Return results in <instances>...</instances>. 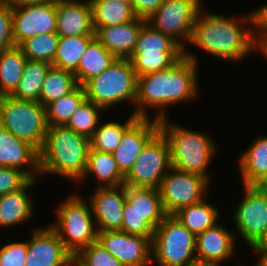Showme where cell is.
I'll list each match as a JSON object with an SVG mask.
<instances>
[{
	"instance_id": "obj_1",
	"label": "cell",
	"mask_w": 267,
	"mask_h": 266,
	"mask_svg": "<svg viewBox=\"0 0 267 266\" xmlns=\"http://www.w3.org/2000/svg\"><path fill=\"white\" fill-rule=\"evenodd\" d=\"M197 59L184 49V56L165 70L147 73L137 77V95L135 104L138 117H148V108H157L158 120L166 118V106L189 101L198 95Z\"/></svg>"
},
{
	"instance_id": "obj_2",
	"label": "cell",
	"mask_w": 267,
	"mask_h": 266,
	"mask_svg": "<svg viewBox=\"0 0 267 266\" xmlns=\"http://www.w3.org/2000/svg\"><path fill=\"white\" fill-rule=\"evenodd\" d=\"M240 17L235 21L218 14H202L201 10L196 17L189 43L203 51L230 61H239L245 58L253 49H256V34L241 25L258 26V12ZM240 26L238 23H241Z\"/></svg>"
},
{
	"instance_id": "obj_3",
	"label": "cell",
	"mask_w": 267,
	"mask_h": 266,
	"mask_svg": "<svg viewBox=\"0 0 267 266\" xmlns=\"http://www.w3.org/2000/svg\"><path fill=\"white\" fill-rule=\"evenodd\" d=\"M90 139L66 125L49 126L39 151L40 174H59L77 183L87 166Z\"/></svg>"
},
{
	"instance_id": "obj_4",
	"label": "cell",
	"mask_w": 267,
	"mask_h": 266,
	"mask_svg": "<svg viewBox=\"0 0 267 266\" xmlns=\"http://www.w3.org/2000/svg\"><path fill=\"white\" fill-rule=\"evenodd\" d=\"M160 132L170 148L171 166L191 174H197L210 182L207 168L216 152L215 143L207 134L168 124V119L159 120Z\"/></svg>"
},
{
	"instance_id": "obj_5",
	"label": "cell",
	"mask_w": 267,
	"mask_h": 266,
	"mask_svg": "<svg viewBox=\"0 0 267 266\" xmlns=\"http://www.w3.org/2000/svg\"><path fill=\"white\" fill-rule=\"evenodd\" d=\"M137 77L129 59L117 58L104 72L83 85L86 99L103 110L127 100L135 104Z\"/></svg>"
},
{
	"instance_id": "obj_6",
	"label": "cell",
	"mask_w": 267,
	"mask_h": 266,
	"mask_svg": "<svg viewBox=\"0 0 267 266\" xmlns=\"http://www.w3.org/2000/svg\"><path fill=\"white\" fill-rule=\"evenodd\" d=\"M0 125L38 151L43 146L49 127L44 106L12 96L0 97Z\"/></svg>"
},
{
	"instance_id": "obj_7",
	"label": "cell",
	"mask_w": 267,
	"mask_h": 266,
	"mask_svg": "<svg viewBox=\"0 0 267 266\" xmlns=\"http://www.w3.org/2000/svg\"><path fill=\"white\" fill-rule=\"evenodd\" d=\"M56 214L58 220L50 227L73 257L97 241V228L92 210L90 204L87 205L83 198L78 195L68 197L59 205Z\"/></svg>"
},
{
	"instance_id": "obj_8",
	"label": "cell",
	"mask_w": 267,
	"mask_h": 266,
	"mask_svg": "<svg viewBox=\"0 0 267 266\" xmlns=\"http://www.w3.org/2000/svg\"><path fill=\"white\" fill-rule=\"evenodd\" d=\"M152 252L159 266H191L197 261L196 236L174 215H167L155 228Z\"/></svg>"
},
{
	"instance_id": "obj_9",
	"label": "cell",
	"mask_w": 267,
	"mask_h": 266,
	"mask_svg": "<svg viewBox=\"0 0 267 266\" xmlns=\"http://www.w3.org/2000/svg\"><path fill=\"white\" fill-rule=\"evenodd\" d=\"M184 56V49L170 36L145 23L129 60L137 76L165 70Z\"/></svg>"
},
{
	"instance_id": "obj_10",
	"label": "cell",
	"mask_w": 267,
	"mask_h": 266,
	"mask_svg": "<svg viewBox=\"0 0 267 266\" xmlns=\"http://www.w3.org/2000/svg\"><path fill=\"white\" fill-rule=\"evenodd\" d=\"M171 167L169 144L159 131L142 149L132 169L125 176L124 185L159 189Z\"/></svg>"
},
{
	"instance_id": "obj_11",
	"label": "cell",
	"mask_w": 267,
	"mask_h": 266,
	"mask_svg": "<svg viewBox=\"0 0 267 266\" xmlns=\"http://www.w3.org/2000/svg\"><path fill=\"white\" fill-rule=\"evenodd\" d=\"M200 2L201 0H164L146 23L170 36L184 49L185 42L189 43L191 38L196 17L202 10Z\"/></svg>"
},
{
	"instance_id": "obj_12",
	"label": "cell",
	"mask_w": 267,
	"mask_h": 266,
	"mask_svg": "<svg viewBox=\"0 0 267 266\" xmlns=\"http://www.w3.org/2000/svg\"><path fill=\"white\" fill-rule=\"evenodd\" d=\"M208 184L200 175L171 167L158 189L166 214L173 215L183 207L202 201Z\"/></svg>"
},
{
	"instance_id": "obj_13",
	"label": "cell",
	"mask_w": 267,
	"mask_h": 266,
	"mask_svg": "<svg viewBox=\"0 0 267 266\" xmlns=\"http://www.w3.org/2000/svg\"><path fill=\"white\" fill-rule=\"evenodd\" d=\"M56 0L24 4L12 9V36L19 46L29 37L56 33Z\"/></svg>"
},
{
	"instance_id": "obj_14",
	"label": "cell",
	"mask_w": 267,
	"mask_h": 266,
	"mask_svg": "<svg viewBox=\"0 0 267 266\" xmlns=\"http://www.w3.org/2000/svg\"><path fill=\"white\" fill-rule=\"evenodd\" d=\"M97 242L124 266H148L152 262V239L126 232L99 231Z\"/></svg>"
},
{
	"instance_id": "obj_15",
	"label": "cell",
	"mask_w": 267,
	"mask_h": 266,
	"mask_svg": "<svg viewBox=\"0 0 267 266\" xmlns=\"http://www.w3.org/2000/svg\"><path fill=\"white\" fill-rule=\"evenodd\" d=\"M245 198L237 206L234 220L239 236L251 246L267 225V193L257 185H243Z\"/></svg>"
},
{
	"instance_id": "obj_16",
	"label": "cell",
	"mask_w": 267,
	"mask_h": 266,
	"mask_svg": "<svg viewBox=\"0 0 267 266\" xmlns=\"http://www.w3.org/2000/svg\"><path fill=\"white\" fill-rule=\"evenodd\" d=\"M160 131L159 120L139 117L123 134L112 153L120 172L126 176L146 144Z\"/></svg>"
},
{
	"instance_id": "obj_17",
	"label": "cell",
	"mask_w": 267,
	"mask_h": 266,
	"mask_svg": "<svg viewBox=\"0 0 267 266\" xmlns=\"http://www.w3.org/2000/svg\"><path fill=\"white\" fill-rule=\"evenodd\" d=\"M92 194L89 204L97 225V232L121 230L126 202V186H98L96 192Z\"/></svg>"
},
{
	"instance_id": "obj_18",
	"label": "cell",
	"mask_w": 267,
	"mask_h": 266,
	"mask_svg": "<svg viewBox=\"0 0 267 266\" xmlns=\"http://www.w3.org/2000/svg\"><path fill=\"white\" fill-rule=\"evenodd\" d=\"M72 261L73 256L50 226L36 229L27 242L25 266H71Z\"/></svg>"
},
{
	"instance_id": "obj_19",
	"label": "cell",
	"mask_w": 267,
	"mask_h": 266,
	"mask_svg": "<svg viewBox=\"0 0 267 266\" xmlns=\"http://www.w3.org/2000/svg\"><path fill=\"white\" fill-rule=\"evenodd\" d=\"M56 33L65 36H95L89 0H56Z\"/></svg>"
},
{
	"instance_id": "obj_20",
	"label": "cell",
	"mask_w": 267,
	"mask_h": 266,
	"mask_svg": "<svg viewBox=\"0 0 267 266\" xmlns=\"http://www.w3.org/2000/svg\"><path fill=\"white\" fill-rule=\"evenodd\" d=\"M28 166L25 170L22 166ZM0 166L23 170L31 179L40 175L39 151L0 125Z\"/></svg>"
},
{
	"instance_id": "obj_21",
	"label": "cell",
	"mask_w": 267,
	"mask_h": 266,
	"mask_svg": "<svg viewBox=\"0 0 267 266\" xmlns=\"http://www.w3.org/2000/svg\"><path fill=\"white\" fill-rule=\"evenodd\" d=\"M145 19L134 20L116 26L94 27V35L101 44L117 58L129 59Z\"/></svg>"
},
{
	"instance_id": "obj_22",
	"label": "cell",
	"mask_w": 267,
	"mask_h": 266,
	"mask_svg": "<svg viewBox=\"0 0 267 266\" xmlns=\"http://www.w3.org/2000/svg\"><path fill=\"white\" fill-rule=\"evenodd\" d=\"M233 231L215 225L196 236V259L199 262L220 263L235 254Z\"/></svg>"
},
{
	"instance_id": "obj_23",
	"label": "cell",
	"mask_w": 267,
	"mask_h": 266,
	"mask_svg": "<svg viewBox=\"0 0 267 266\" xmlns=\"http://www.w3.org/2000/svg\"><path fill=\"white\" fill-rule=\"evenodd\" d=\"M36 179H31L23 188L18 191L0 196V226L12 227L23 223L33 216L31 197L27 190L34 185Z\"/></svg>"
},
{
	"instance_id": "obj_24",
	"label": "cell",
	"mask_w": 267,
	"mask_h": 266,
	"mask_svg": "<svg viewBox=\"0 0 267 266\" xmlns=\"http://www.w3.org/2000/svg\"><path fill=\"white\" fill-rule=\"evenodd\" d=\"M117 59L108 51L101 42L94 37L82 54L78 68L76 69V80L78 85L83 86L88 80L100 75Z\"/></svg>"
},
{
	"instance_id": "obj_25",
	"label": "cell",
	"mask_w": 267,
	"mask_h": 266,
	"mask_svg": "<svg viewBox=\"0 0 267 266\" xmlns=\"http://www.w3.org/2000/svg\"><path fill=\"white\" fill-rule=\"evenodd\" d=\"M126 201L154 228L167 216L158 189L126 186Z\"/></svg>"
},
{
	"instance_id": "obj_26",
	"label": "cell",
	"mask_w": 267,
	"mask_h": 266,
	"mask_svg": "<svg viewBox=\"0 0 267 266\" xmlns=\"http://www.w3.org/2000/svg\"><path fill=\"white\" fill-rule=\"evenodd\" d=\"M92 173L99 180V187L124 185L125 176L120 172L112 153L92 150L90 148L86 170L83 177L77 183L83 182Z\"/></svg>"
},
{
	"instance_id": "obj_27",
	"label": "cell",
	"mask_w": 267,
	"mask_h": 266,
	"mask_svg": "<svg viewBox=\"0 0 267 266\" xmlns=\"http://www.w3.org/2000/svg\"><path fill=\"white\" fill-rule=\"evenodd\" d=\"M243 185H257L267 176V136L256 141L240 157Z\"/></svg>"
},
{
	"instance_id": "obj_28",
	"label": "cell",
	"mask_w": 267,
	"mask_h": 266,
	"mask_svg": "<svg viewBox=\"0 0 267 266\" xmlns=\"http://www.w3.org/2000/svg\"><path fill=\"white\" fill-rule=\"evenodd\" d=\"M26 62L27 58L19 46L0 52V97L14 93L24 73Z\"/></svg>"
},
{
	"instance_id": "obj_29",
	"label": "cell",
	"mask_w": 267,
	"mask_h": 266,
	"mask_svg": "<svg viewBox=\"0 0 267 266\" xmlns=\"http://www.w3.org/2000/svg\"><path fill=\"white\" fill-rule=\"evenodd\" d=\"M92 6L93 27L116 26L137 16L129 2L120 0H89Z\"/></svg>"
},
{
	"instance_id": "obj_30",
	"label": "cell",
	"mask_w": 267,
	"mask_h": 266,
	"mask_svg": "<svg viewBox=\"0 0 267 266\" xmlns=\"http://www.w3.org/2000/svg\"><path fill=\"white\" fill-rule=\"evenodd\" d=\"M193 235L197 236L208 228L215 226L219 211L204 199L186 206L173 214Z\"/></svg>"
},
{
	"instance_id": "obj_31",
	"label": "cell",
	"mask_w": 267,
	"mask_h": 266,
	"mask_svg": "<svg viewBox=\"0 0 267 266\" xmlns=\"http://www.w3.org/2000/svg\"><path fill=\"white\" fill-rule=\"evenodd\" d=\"M51 63L27 59L18 87L11 95L15 99L40 103V90Z\"/></svg>"
},
{
	"instance_id": "obj_32",
	"label": "cell",
	"mask_w": 267,
	"mask_h": 266,
	"mask_svg": "<svg viewBox=\"0 0 267 266\" xmlns=\"http://www.w3.org/2000/svg\"><path fill=\"white\" fill-rule=\"evenodd\" d=\"M95 36H65L59 37L57 51L52 66L75 74L80 58L88 43Z\"/></svg>"
},
{
	"instance_id": "obj_33",
	"label": "cell",
	"mask_w": 267,
	"mask_h": 266,
	"mask_svg": "<svg viewBox=\"0 0 267 266\" xmlns=\"http://www.w3.org/2000/svg\"><path fill=\"white\" fill-rule=\"evenodd\" d=\"M78 86L74 73L51 66L40 90V104L49 103L69 94Z\"/></svg>"
},
{
	"instance_id": "obj_34",
	"label": "cell",
	"mask_w": 267,
	"mask_h": 266,
	"mask_svg": "<svg viewBox=\"0 0 267 266\" xmlns=\"http://www.w3.org/2000/svg\"><path fill=\"white\" fill-rule=\"evenodd\" d=\"M134 113L122 125L120 122H108L98 126L90 138V148L113 153L122 140L124 132L138 119Z\"/></svg>"
},
{
	"instance_id": "obj_35",
	"label": "cell",
	"mask_w": 267,
	"mask_h": 266,
	"mask_svg": "<svg viewBox=\"0 0 267 266\" xmlns=\"http://www.w3.org/2000/svg\"><path fill=\"white\" fill-rule=\"evenodd\" d=\"M86 99L84 87L78 85L72 92L49 103L46 108L49 126L66 125L74 111Z\"/></svg>"
},
{
	"instance_id": "obj_36",
	"label": "cell",
	"mask_w": 267,
	"mask_h": 266,
	"mask_svg": "<svg viewBox=\"0 0 267 266\" xmlns=\"http://www.w3.org/2000/svg\"><path fill=\"white\" fill-rule=\"evenodd\" d=\"M58 40L57 33L41 34L27 38L19 47L27 59L45 61L52 64L56 55Z\"/></svg>"
},
{
	"instance_id": "obj_37",
	"label": "cell",
	"mask_w": 267,
	"mask_h": 266,
	"mask_svg": "<svg viewBox=\"0 0 267 266\" xmlns=\"http://www.w3.org/2000/svg\"><path fill=\"white\" fill-rule=\"evenodd\" d=\"M101 110L104 111L90 100L85 99L71 115L66 126L90 139L99 125V111Z\"/></svg>"
},
{
	"instance_id": "obj_38",
	"label": "cell",
	"mask_w": 267,
	"mask_h": 266,
	"mask_svg": "<svg viewBox=\"0 0 267 266\" xmlns=\"http://www.w3.org/2000/svg\"><path fill=\"white\" fill-rule=\"evenodd\" d=\"M73 260L79 266H124L97 241L80 250Z\"/></svg>"
},
{
	"instance_id": "obj_39",
	"label": "cell",
	"mask_w": 267,
	"mask_h": 266,
	"mask_svg": "<svg viewBox=\"0 0 267 266\" xmlns=\"http://www.w3.org/2000/svg\"><path fill=\"white\" fill-rule=\"evenodd\" d=\"M120 231L152 239L155 228L143 218V215L132 209V206L126 201L124 204L123 223Z\"/></svg>"
},
{
	"instance_id": "obj_40",
	"label": "cell",
	"mask_w": 267,
	"mask_h": 266,
	"mask_svg": "<svg viewBox=\"0 0 267 266\" xmlns=\"http://www.w3.org/2000/svg\"><path fill=\"white\" fill-rule=\"evenodd\" d=\"M30 180L31 178L23 170L0 166V196L18 191Z\"/></svg>"
},
{
	"instance_id": "obj_41",
	"label": "cell",
	"mask_w": 267,
	"mask_h": 266,
	"mask_svg": "<svg viewBox=\"0 0 267 266\" xmlns=\"http://www.w3.org/2000/svg\"><path fill=\"white\" fill-rule=\"evenodd\" d=\"M27 242H13L0 249V266H25Z\"/></svg>"
},
{
	"instance_id": "obj_42",
	"label": "cell",
	"mask_w": 267,
	"mask_h": 266,
	"mask_svg": "<svg viewBox=\"0 0 267 266\" xmlns=\"http://www.w3.org/2000/svg\"><path fill=\"white\" fill-rule=\"evenodd\" d=\"M12 7L0 0V52L14 45L12 36Z\"/></svg>"
},
{
	"instance_id": "obj_43",
	"label": "cell",
	"mask_w": 267,
	"mask_h": 266,
	"mask_svg": "<svg viewBox=\"0 0 267 266\" xmlns=\"http://www.w3.org/2000/svg\"><path fill=\"white\" fill-rule=\"evenodd\" d=\"M164 2V0H130L134 14L147 20Z\"/></svg>"
},
{
	"instance_id": "obj_44",
	"label": "cell",
	"mask_w": 267,
	"mask_h": 266,
	"mask_svg": "<svg viewBox=\"0 0 267 266\" xmlns=\"http://www.w3.org/2000/svg\"><path fill=\"white\" fill-rule=\"evenodd\" d=\"M254 251L260 254L267 250V225L260 237L250 246Z\"/></svg>"
},
{
	"instance_id": "obj_45",
	"label": "cell",
	"mask_w": 267,
	"mask_h": 266,
	"mask_svg": "<svg viewBox=\"0 0 267 266\" xmlns=\"http://www.w3.org/2000/svg\"><path fill=\"white\" fill-rule=\"evenodd\" d=\"M258 12V30L263 32L262 34H267V4L263 7L257 9Z\"/></svg>"
},
{
	"instance_id": "obj_46",
	"label": "cell",
	"mask_w": 267,
	"mask_h": 266,
	"mask_svg": "<svg viewBox=\"0 0 267 266\" xmlns=\"http://www.w3.org/2000/svg\"><path fill=\"white\" fill-rule=\"evenodd\" d=\"M260 36V37H259ZM256 49L267 56V34H260L256 36Z\"/></svg>"
},
{
	"instance_id": "obj_47",
	"label": "cell",
	"mask_w": 267,
	"mask_h": 266,
	"mask_svg": "<svg viewBox=\"0 0 267 266\" xmlns=\"http://www.w3.org/2000/svg\"><path fill=\"white\" fill-rule=\"evenodd\" d=\"M3 1L9 4L12 8H14L24 4L44 3L53 0H3Z\"/></svg>"
},
{
	"instance_id": "obj_48",
	"label": "cell",
	"mask_w": 267,
	"mask_h": 266,
	"mask_svg": "<svg viewBox=\"0 0 267 266\" xmlns=\"http://www.w3.org/2000/svg\"><path fill=\"white\" fill-rule=\"evenodd\" d=\"M255 266H267V250L262 251L259 254V259L257 260V264Z\"/></svg>"
},
{
	"instance_id": "obj_49",
	"label": "cell",
	"mask_w": 267,
	"mask_h": 266,
	"mask_svg": "<svg viewBox=\"0 0 267 266\" xmlns=\"http://www.w3.org/2000/svg\"><path fill=\"white\" fill-rule=\"evenodd\" d=\"M191 266H220V264L219 263H210V262H199V261H196Z\"/></svg>"
},
{
	"instance_id": "obj_50",
	"label": "cell",
	"mask_w": 267,
	"mask_h": 266,
	"mask_svg": "<svg viewBox=\"0 0 267 266\" xmlns=\"http://www.w3.org/2000/svg\"><path fill=\"white\" fill-rule=\"evenodd\" d=\"M257 186L264 192L267 193V176L257 184Z\"/></svg>"
},
{
	"instance_id": "obj_51",
	"label": "cell",
	"mask_w": 267,
	"mask_h": 266,
	"mask_svg": "<svg viewBox=\"0 0 267 266\" xmlns=\"http://www.w3.org/2000/svg\"><path fill=\"white\" fill-rule=\"evenodd\" d=\"M71 266H79V265L73 260Z\"/></svg>"
},
{
	"instance_id": "obj_52",
	"label": "cell",
	"mask_w": 267,
	"mask_h": 266,
	"mask_svg": "<svg viewBox=\"0 0 267 266\" xmlns=\"http://www.w3.org/2000/svg\"><path fill=\"white\" fill-rule=\"evenodd\" d=\"M120 1H124V2H129L130 3V0H120Z\"/></svg>"
}]
</instances>
